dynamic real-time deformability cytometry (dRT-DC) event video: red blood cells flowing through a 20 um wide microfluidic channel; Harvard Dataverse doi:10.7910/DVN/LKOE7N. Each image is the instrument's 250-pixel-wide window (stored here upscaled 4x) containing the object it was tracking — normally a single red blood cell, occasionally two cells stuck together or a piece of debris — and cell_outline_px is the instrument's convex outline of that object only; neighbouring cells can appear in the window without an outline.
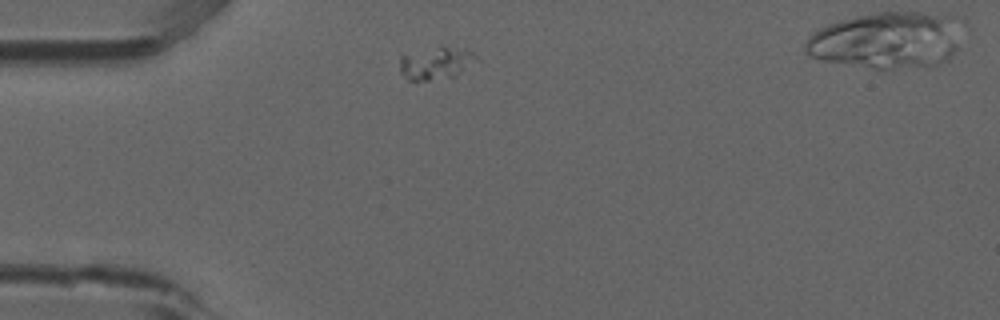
{"species": "common noctule bat (a hibernating species)", "species_latin": "Nyctalus noctula", "temperature_condition": "room temperature", "stored_images_in_passage": 2, "camera_frame_rate_fps": 3000, "um_per_image_px": 0.085, "animal": {"sex": "male", "forearm_length_mm": 52.5}, "frame": {"image": 1, "passage_image": 1, "time_ms": 0.0, "image_size_px": [1000, 320], "cell_outline_px": [[476, 56], [456, 76], [428, 80], [408, 80], [400, 72], [400, 56], [440, 44], [472, 52]], "centroid_in_image_um": [36.95, 5.34], "position_along_channel_um": 48.0, "area_um2": 14.16}}